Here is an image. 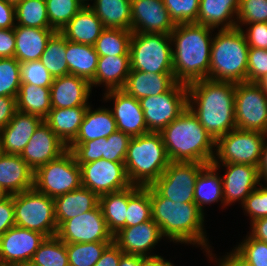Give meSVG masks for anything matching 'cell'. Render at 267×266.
Masks as SVG:
<instances>
[{
    "label": "cell",
    "mask_w": 267,
    "mask_h": 266,
    "mask_svg": "<svg viewBox=\"0 0 267 266\" xmlns=\"http://www.w3.org/2000/svg\"><path fill=\"white\" fill-rule=\"evenodd\" d=\"M50 26L60 31L84 6L81 0H45Z\"/></svg>",
    "instance_id": "ee69618b"
},
{
    "label": "cell",
    "mask_w": 267,
    "mask_h": 266,
    "mask_svg": "<svg viewBox=\"0 0 267 266\" xmlns=\"http://www.w3.org/2000/svg\"><path fill=\"white\" fill-rule=\"evenodd\" d=\"M15 226L13 195L0 202V236Z\"/></svg>",
    "instance_id": "6f0895ef"
},
{
    "label": "cell",
    "mask_w": 267,
    "mask_h": 266,
    "mask_svg": "<svg viewBox=\"0 0 267 266\" xmlns=\"http://www.w3.org/2000/svg\"><path fill=\"white\" fill-rule=\"evenodd\" d=\"M84 5H89V3H91L92 0H81Z\"/></svg>",
    "instance_id": "34e18365"
},
{
    "label": "cell",
    "mask_w": 267,
    "mask_h": 266,
    "mask_svg": "<svg viewBox=\"0 0 267 266\" xmlns=\"http://www.w3.org/2000/svg\"><path fill=\"white\" fill-rule=\"evenodd\" d=\"M220 169L207 164L199 173L195 181L194 203L205 214L206 205L221 203L220 208H227L224 204L223 185Z\"/></svg>",
    "instance_id": "1f68e13d"
},
{
    "label": "cell",
    "mask_w": 267,
    "mask_h": 266,
    "mask_svg": "<svg viewBox=\"0 0 267 266\" xmlns=\"http://www.w3.org/2000/svg\"><path fill=\"white\" fill-rule=\"evenodd\" d=\"M0 187L9 195L18 194L34 187V171L20 155H0Z\"/></svg>",
    "instance_id": "cb8c5ba5"
},
{
    "label": "cell",
    "mask_w": 267,
    "mask_h": 266,
    "mask_svg": "<svg viewBox=\"0 0 267 266\" xmlns=\"http://www.w3.org/2000/svg\"><path fill=\"white\" fill-rule=\"evenodd\" d=\"M16 25L53 29L47 16L45 0H23L15 7Z\"/></svg>",
    "instance_id": "60d3db41"
},
{
    "label": "cell",
    "mask_w": 267,
    "mask_h": 266,
    "mask_svg": "<svg viewBox=\"0 0 267 266\" xmlns=\"http://www.w3.org/2000/svg\"><path fill=\"white\" fill-rule=\"evenodd\" d=\"M82 186L80 166L70 150L34 171V188L55 198Z\"/></svg>",
    "instance_id": "9c48e42d"
},
{
    "label": "cell",
    "mask_w": 267,
    "mask_h": 266,
    "mask_svg": "<svg viewBox=\"0 0 267 266\" xmlns=\"http://www.w3.org/2000/svg\"><path fill=\"white\" fill-rule=\"evenodd\" d=\"M144 266H166L164 257L149 259Z\"/></svg>",
    "instance_id": "003e7915"
},
{
    "label": "cell",
    "mask_w": 267,
    "mask_h": 266,
    "mask_svg": "<svg viewBox=\"0 0 267 266\" xmlns=\"http://www.w3.org/2000/svg\"><path fill=\"white\" fill-rule=\"evenodd\" d=\"M4 1L10 5H13L14 7H16L23 0H4Z\"/></svg>",
    "instance_id": "2644e50d"
},
{
    "label": "cell",
    "mask_w": 267,
    "mask_h": 266,
    "mask_svg": "<svg viewBox=\"0 0 267 266\" xmlns=\"http://www.w3.org/2000/svg\"><path fill=\"white\" fill-rule=\"evenodd\" d=\"M148 132H161L187 107V85L176 82L167 92L139 100Z\"/></svg>",
    "instance_id": "8fae6325"
},
{
    "label": "cell",
    "mask_w": 267,
    "mask_h": 266,
    "mask_svg": "<svg viewBox=\"0 0 267 266\" xmlns=\"http://www.w3.org/2000/svg\"><path fill=\"white\" fill-rule=\"evenodd\" d=\"M99 206L113 236L126 227L128 188L100 196Z\"/></svg>",
    "instance_id": "8d00e7d4"
},
{
    "label": "cell",
    "mask_w": 267,
    "mask_h": 266,
    "mask_svg": "<svg viewBox=\"0 0 267 266\" xmlns=\"http://www.w3.org/2000/svg\"><path fill=\"white\" fill-rule=\"evenodd\" d=\"M67 150V146L43 120L36 128L20 157L35 171L41 165L59 158Z\"/></svg>",
    "instance_id": "ffe728a7"
},
{
    "label": "cell",
    "mask_w": 267,
    "mask_h": 266,
    "mask_svg": "<svg viewBox=\"0 0 267 266\" xmlns=\"http://www.w3.org/2000/svg\"><path fill=\"white\" fill-rule=\"evenodd\" d=\"M112 242L66 243L69 266H94Z\"/></svg>",
    "instance_id": "7bdbcfd3"
},
{
    "label": "cell",
    "mask_w": 267,
    "mask_h": 266,
    "mask_svg": "<svg viewBox=\"0 0 267 266\" xmlns=\"http://www.w3.org/2000/svg\"><path fill=\"white\" fill-rule=\"evenodd\" d=\"M233 249L251 266H267V243L252 238L248 232Z\"/></svg>",
    "instance_id": "7dc6e473"
},
{
    "label": "cell",
    "mask_w": 267,
    "mask_h": 266,
    "mask_svg": "<svg viewBox=\"0 0 267 266\" xmlns=\"http://www.w3.org/2000/svg\"><path fill=\"white\" fill-rule=\"evenodd\" d=\"M165 264L166 266H175L174 263H172L170 260L168 261L165 257Z\"/></svg>",
    "instance_id": "753ad0ef"
},
{
    "label": "cell",
    "mask_w": 267,
    "mask_h": 266,
    "mask_svg": "<svg viewBox=\"0 0 267 266\" xmlns=\"http://www.w3.org/2000/svg\"><path fill=\"white\" fill-rule=\"evenodd\" d=\"M99 55L94 46L74 43L66 39V60L68 74L82 77L91 82L94 79Z\"/></svg>",
    "instance_id": "e575fe53"
},
{
    "label": "cell",
    "mask_w": 267,
    "mask_h": 266,
    "mask_svg": "<svg viewBox=\"0 0 267 266\" xmlns=\"http://www.w3.org/2000/svg\"><path fill=\"white\" fill-rule=\"evenodd\" d=\"M81 184L98 197L128 188L129 182L124 162L98 159L80 165Z\"/></svg>",
    "instance_id": "5bb4252c"
},
{
    "label": "cell",
    "mask_w": 267,
    "mask_h": 266,
    "mask_svg": "<svg viewBox=\"0 0 267 266\" xmlns=\"http://www.w3.org/2000/svg\"><path fill=\"white\" fill-rule=\"evenodd\" d=\"M14 28L0 29V58H12L15 54Z\"/></svg>",
    "instance_id": "680465c9"
},
{
    "label": "cell",
    "mask_w": 267,
    "mask_h": 266,
    "mask_svg": "<svg viewBox=\"0 0 267 266\" xmlns=\"http://www.w3.org/2000/svg\"><path fill=\"white\" fill-rule=\"evenodd\" d=\"M173 73L130 71L122 90L137 100L167 92L174 84Z\"/></svg>",
    "instance_id": "f1b7e54d"
},
{
    "label": "cell",
    "mask_w": 267,
    "mask_h": 266,
    "mask_svg": "<svg viewBox=\"0 0 267 266\" xmlns=\"http://www.w3.org/2000/svg\"><path fill=\"white\" fill-rule=\"evenodd\" d=\"M152 219L150 185L128 187L126 227L135 226Z\"/></svg>",
    "instance_id": "74e56055"
},
{
    "label": "cell",
    "mask_w": 267,
    "mask_h": 266,
    "mask_svg": "<svg viewBox=\"0 0 267 266\" xmlns=\"http://www.w3.org/2000/svg\"><path fill=\"white\" fill-rule=\"evenodd\" d=\"M239 0H200L197 24L215 30L237 27Z\"/></svg>",
    "instance_id": "484cf974"
},
{
    "label": "cell",
    "mask_w": 267,
    "mask_h": 266,
    "mask_svg": "<svg viewBox=\"0 0 267 266\" xmlns=\"http://www.w3.org/2000/svg\"><path fill=\"white\" fill-rule=\"evenodd\" d=\"M254 22H267V0H239L237 28Z\"/></svg>",
    "instance_id": "681fc988"
},
{
    "label": "cell",
    "mask_w": 267,
    "mask_h": 266,
    "mask_svg": "<svg viewBox=\"0 0 267 266\" xmlns=\"http://www.w3.org/2000/svg\"><path fill=\"white\" fill-rule=\"evenodd\" d=\"M212 246L207 245L200 247L203 250V253H206V257H208L209 263L214 262L215 266H251L241 255H239L233 248L230 252H225L226 254L223 256H217L213 253ZM218 257V258H217Z\"/></svg>",
    "instance_id": "9f6ffc18"
},
{
    "label": "cell",
    "mask_w": 267,
    "mask_h": 266,
    "mask_svg": "<svg viewBox=\"0 0 267 266\" xmlns=\"http://www.w3.org/2000/svg\"><path fill=\"white\" fill-rule=\"evenodd\" d=\"M267 76V49L249 48L246 82L258 83Z\"/></svg>",
    "instance_id": "db71d44e"
},
{
    "label": "cell",
    "mask_w": 267,
    "mask_h": 266,
    "mask_svg": "<svg viewBox=\"0 0 267 266\" xmlns=\"http://www.w3.org/2000/svg\"><path fill=\"white\" fill-rule=\"evenodd\" d=\"M214 30L197 23L175 26L170 38L176 82L188 85L198 80L209 79Z\"/></svg>",
    "instance_id": "7a4b0ae2"
},
{
    "label": "cell",
    "mask_w": 267,
    "mask_h": 266,
    "mask_svg": "<svg viewBox=\"0 0 267 266\" xmlns=\"http://www.w3.org/2000/svg\"><path fill=\"white\" fill-rule=\"evenodd\" d=\"M170 162L160 132H148L130 139L124 164L132 185H152Z\"/></svg>",
    "instance_id": "5b68a950"
},
{
    "label": "cell",
    "mask_w": 267,
    "mask_h": 266,
    "mask_svg": "<svg viewBox=\"0 0 267 266\" xmlns=\"http://www.w3.org/2000/svg\"><path fill=\"white\" fill-rule=\"evenodd\" d=\"M15 226L37 231L46 237L55 236L58 225L55 219L54 198L38 192L34 187L13 194Z\"/></svg>",
    "instance_id": "ba28073f"
},
{
    "label": "cell",
    "mask_w": 267,
    "mask_h": 266,
    "mask_svg": "<svg viewBox=\"0 0 267 266\" xmlns=\"http://www.w3.org/2000/svg\"><path fill=\"white\" fill-rule=\"evenodd\" d=\"M236 83L203 79L187 85L188 108L216 141L236 127Z\"/></svg>",
    "instance_id": "6da1fadb"
},
{
    "label": "cell",
    "mask_w": 267,
    "mask_h": 266,
    "mask_svg": "<svg viewBox=\"0 0 267 266\" xmlns=\"http://www.w3.org/2000/svg\"><path fill=\"white\" fill-rule=\"evenodd\" d=\"M15 266H37V265H35L31 261H29V262L17 264Z\"/></svg>",
    "instance_id": "8c879c8a"
},
{
    "label": "cell",
    "mask_w": 267,
    "mask_h": 266,
    "mask_svg": "<svg viewBox=\"0 0 267 266\" xmlns=\"http://www.w3.org/2000/svg\"><path fill=\"white\" fill-rule=\"evenodd\" d=\"M129 54L130 71L173 73L170 34L132 33Z\"/></svg>",
    "instance_id": "52a82bcc"
},
{
    "label": "cell",
    "mask_w": 267,
    "mask_h": 266,
    "mask_svg": "<svg viewBox=\"0 0 267 266\" xmlns=\"http://www.w3.org/2000/svg\"><path fill=\"white\" fill-rule=\"evenodd\" d=\"M104 29L94 11L84 5L60 32L68 41L94 46Z\"/></svg>",
    "instance_id": "83f0119b"
},
{
    "label": "cell",
    "mask_w": 267,
    "mask_h": 266,
    "mask_svg": "<svg viewBox=\"0 0 267 266\" xmlns=\"http://www.w3.org/2000/svg\"><path fill=\"white\" fill-rule=\"evenodd\" d=\"M267 134L235 128L218 138L211 164H248L259 163L262 147Z\"/></svg>",
    "instance_id": "30bf717a"
},
{
    "label": "cell",
    "mask_w": 267,
    "mask_h": 266,
    "mask_svg": "<svg viewBox=\"0 0 267 266\" xmlns=\"http://www.w3.org/2000/svg\"><path fill=\"white\" fill-rule=\"evenodd\" d=\"M88 106L52 108L44 121L68 146L77 136Z\"/></svg>",
    "instance_id": "d6a6232c"
},
{
    "label": "cell",
    "mask_w": 267,
    "mask_h": 266,
    "mask_svg": "<svg viewBox=\"0 0 267 266\" xmlns=\"http://www.w3.org/2000/svg\"><path fill=\"white\" fill-rule=\"evenodd\" d=\"M124 252L112 242L94 266H118Z\"/></svg>",
    "instance_id": "94428289"
},
{
    "label": "cell",
    "mask_w": 267,
    "mask_h": 266,
    "mask_svg": "<svg viewBox=\"0 0 267 266\" xmlns=\"http://www.w3.org/2000/svg\"><path fill=\"white\" fill-rule=\"evenodd\" d=\"M259 183L261 186L267 187V137L264 141L262 152L260 155L259 163L257 165Z\"/></svg>",
    "instance_id": "e7e4bbea"
},
{
    "label": "cell",
    "mask_w": 267,
    "mask_h": 266,
    "mask_svg": "<svg viewBox=\"0 0 267 266\" xmlns=\"http://www.w3.org/2000/svg\"><path fill=\"white\" fill-rule=\"evenodd\" d=\"M56 236L65 243L113 241L99 204L75 218L65 220Z\"/></svg>",
    "instance_id": "9a60e30c"
},
{
    "label": "cell",
    "mask_w": 267,
    "mask_h": 266,
    "mask_svg": "<svg viewBox=\"0 0 267 266\" xmlns=\"http://www.w3.org/2000/svg\"><path fill=\"white\" fill-rule=\"evenodd\" d=\"M258 84L262 87L264 93L267 96V76H265L262 80H260Z\"/></svg>",
    "instance_id": "a7ac6f4b"
},
{
    "label": "cell",
    "mask_w": 267,
    "mask_h": 266,
    "mask_svg": "<svg viewBox=\"0 0 267 266\" xmlns=\"http://www.w3.org/2000/svg\"><path fill=\"white\" fill-rule=\"evenodd\" d=\"M240 30L244 34L249 48L267 49V22L245 24Z\"/></svg>",
    "instance_id": "11a10c76"
},
{
    "label": "cell",
    "mask_w": 267,
    "mask_h": 266,
    "mask_svg": "<svg viewBox=\"0 0 267 266\" xmlns=\"http://www.w3.org/2000/svg\"><path fill=\"white\" fill-rule=\"evenodd\" d=\"M163 3L175 25L197 22L200 0H163Z\"/></svg>",
    "instance_id": "bcb514c9"
},
{
    "label": "cell",
    "mask_w": 267,
    "mask_h": 266,
    "mask_svg": "<svg viewBox=\"0 0 267 266\" xmlns=\"http://www.w3.org/2000/svg\"><path fill=\"white\" fill-rule=\"evenodd\" d=\"M132 31L118 28H105L94 44L99 56H130L129 46Z\"/></svg>",
    "instance_id": "ab89813d"
},
{
    "label": "cell",
    "mask_w": 267,
    "mask_h": 266,
    "mask_svg": "<svg viewBox=\"0 0 267 266\" xmlns=\"http://www.w3.org/2000/svg\"><path fill=\"white\" fill-rule=\"evenodd\" d=\"M235 123L238 129L267 134V96L258 83H236Z\"/></svg>",
    "instance_id": "7c38bea8"
},
{
    "label": "cell",
    "mask_w": 267,
    "mask_h": 266,
    "mask_svg": "<svg viewBox=\"0 0 267 266\" xmlns=\"http://www.w3.org/2000/svg\"><path fill=\"white\" fill-rule=\"evenodd\" d=\"M130 56H99L93 87H104V92L123 89L130 73Z\"/></svg>",
    "instance_id": "d4e9b609"
},
{
    "label": "cell",
    "mask_w": 267,
    "mask_h": 266,
    "mask_svg": "<svg viewBox=\"0 0 267 266\" xmlns=\"http://www.w3.org/2000/svg\"><path fill=\"white\" fill-rule=\"evenodd\" d=\"M103 101H112L110 108L117 124V130L131 138L148 133L143 110L139 100L128 95L124 90H110L103 93Z\"/></svg>",
    "instance_id": "d6986e66"
},
{
    "label": "cell",
    "mask_w": 267,
    "mask_h": 266,
    "mask_svg": "<svg viewBox=\"0 0 267 266\" xmlns=\"http://www.w3.org/2000/svg\"><path fill=\"white\" fill-rule=\"evenodd\" d=\"M148 260L144 256L123 253L118 266H144Z\"/></svg>",
    "instance_id": "03108f58"
},
{
    "label": "cell",
    "mask_w": 267,
    "mask_h": 266,
    "mask_svg": "<svg viewBox=\"0 0 267 266\" xmlns=\"http://www.w3.org/2000/svg\"><path fill=\"white\" fill-rule=\"evenodd\" d=\"M241 207L244 215L246 214V217H249V223L267 217V187L259 185L245 199Z\"/></svg>",
    "instance_id": "816d5d0a"
},
{
    "label": "cell",
    "mask_w": 267,
    "mask_h": 266,
    "mask_svg": "<svg viewBox=\"0 0 267 266\" xmlns=\"http://www.w3.org/2000/svg\"><path fill=\"white\" fill-rule=\"evenodd\" d=\"M50 93L52 108H72L91 104L89 103L92 96L90 82L73 74L54 78Z\"/></svg>",
    "instance_id": "7402d4cb"
},
{
    "label": "cell",
    "mask_w": 267,
    "mask_h": 266,
    "mask_svg": "<svg viewBox=\"0 0 267 266\" xmlns=\"http://www.w3.org/2000/svg\"><path fill=\"white\" fill-rule=\"evenodd\" d=\"M16 107L20 112L36 115L44 120L52 109L50 87L21 83L16 96Z\"/></svg>",
    "instance_id": "d590c367"
},
{
    "label": "cell",
    "mask_w": 267,
    "mask_h": 266,
    "mask_svg": "<svg viewBox=\"0 0 267 266\" xmlns=\"http://www.w3.org/2000/svg\"><path fill=\"white\" fill-rule=\"evenodd\" d=\"M65 58L66 38L60 31H56L50 37L40 61L53 78H56L68 74V64Z\"/></svg>",
    "instance_id": "f35d334b"
},
{
    "label": "cell",
    "mask_w": 267,
    "mask_h": 266,
    "mask_svg": "<svg viewBox=\"0 0 267 266\" xmlns=\"http://www.w3.org/2000/svg\"><path fill=\"white\" fill-rule=\"evenodd\" d=\"M152 219L166 241L195 247L212 245L205 228V215L195 203H179L162 197L150 185Z\"/></svg>",
    "instance_id": "3957f363"
},
{
    "label": "cell",
    "mask_w": 267,
    "mask_h": 266,
    "mask_svg": "<svg viewBox=\"0 0 267 266\" xmlns=\"http://www.w3.org/2000/svg\"><path fill=\"white\" fill-rule=\"evenodd\" d=\"M214 30L209 79L246 82L249 46L239 28Z\"/></svg>",
    "instance_id": "8992f818"
},
{
    "label": "cell",
    "mask_w": 267,
    "mask_h": 266,
    "mask_svg": "<svg viewBox=\"0 0 267 266\" xmlns=\"http://www.w3.org/2000/svg\"><path fill=\"white\" fill-rule=\"evenodd\" d=\"M46 236L40 232L13 226L0 236V263L15 266L31 261Z\"/></svg>",
    "instance_id": "2e32d148"
},
{
    "label": "cell",
    "mask_w": 267,
    "mask_h": 266,
    "mask_svg": "<svg viewBox=\"0 0 267 266\" xmlns=\"http://www.w3.org/2000/svg\"><path fill=\"white\" fill-rule=\"evenodd\" d=\"M55 32L54 29L16 25L14 27L16 40L14 58L20 63L40 60L41 54L45 51L50 37Z\"/></svg>",
    "instance_id": "4316f807"
},
{
    "label": "cell",
    "mask_w": 267,
    "mask_h": 266,
    "mask_svg": "<svg viewBox=\"0 0 267 266\" xmlns=\"http://www.w3.org/2000/svg\"><path fill=\"white\" fill-rule=\"evenodd\" d=\"M9 196V194L0 187V202L6 199Z\"/></svg>",
    "instance_id": "89a4df30"
},
{
    "label": "cell",
    "mask_w": 267,
    "mask_h": 266,
    "mask_svg": "<svg viewBox=\"0 0 267 266\" xmlns=\"http://www.w3.org/2000/svg\"><path fill=\"white\" fill-rule=\"evenodd\" d=\"M20 73L21 83H29L39 87H50L54 80L40 60L21 62Z\"/></svg>",
    "instance_id": "f907efd6"
},
{
    "label": "cell",
    "mask_w": 267,
    "mask_h": 266,
    "mask_svg": "<svg viewBox=\"0 0 267 266\" xmlns=\"http://www.w3.org/2000/svg\"><path fill=\"white\" fill-rule=\"evenodd\" d=\"M16 26L15 7L4 0H0V29H9Z\"/></svg>",
    "instance_id": "6125c7cd"
},
{
    "label": "cell",
    "mask_w": 267,
    "mask_h": 266,
    "mask_svg": "<svg viewBox=\"0 0 267 266\" xmlns=\"http://www.w3.org/2000/svg\"><path fill=\"white\" fill-rule=\"evenodd\" d=\"M133 33L170 34L175 28L163 0H131Z\"/></svg>",
    "instance_id": "44dd1931"
},
{
    "label": "cell",
    "mask_w": 267,
    "mask_h": 266,
    "mask_svg": "<svg viewBox=\"0 0 267 266\" xmlns=\"http://www.w3.org/2000/svg\"><path fill=\"white\" fill-rule=\"evenodd\" d=\"M249 225L248 234L256 240L267 243V217L254 220Z\"/></svg>",
    "instance_id": "be15d7a7"
},
{
    "label": "cell",
    "mask_w": 267,
    "mask_h": 266,
    "mask_svg": "<svg viewBox=\"0 0 267 266\" xmlns=\"http://www.w3.org/2000/svg\"><path fill=\"white\" fill-rule=\"evenodd\" d=\"M16 111V98L0 96V131L13 118Z\"/></svg>",
    "instance_id": "91938a15"
},
{
    "label": "cell",
    "mask_w": 267,
    "mask_h": 266,
    "mask_svg": "<svg viewBox=\"0 0 267 266\" xmlns=\"http://www.w3.org/2000/svg\"><path fill=\"white\" fill-rule=\"evenodd\" d=\"M42 121L39 116L17 110L0 131L2 153L20 155Z\"/></svg>",
    "instance_id": "603a6c76"
},
{
    "label": "cell",
    "mask_w": 267,
    "mask_h": 266,
    "mask_svg": "<svg viewBox=\"0 0 267 266\" xmlns=\"http://www.w3.org/2000/svg\"><path fill=\"white\" fill-rule=\"evenodd\" d=\"M131 137L122 131H116L102 138V159L112 162H124Z\"/></svg>",
    "instance_id": "c3c4849f"
},
{
    "label": "cell",
    "mask_w": 267,
    "mask_h": 266,
    "mask_svg": "<svg viewBox=\"0 0 267 266\" xmlns=\"http://www.w3.org/2000/svg\"><path fill=\"white\" fill-rule=\"evenodd\" d=\"M216 169H224L221 175L223 185V198L226 207L234 205L236 202L240 206L245 199L259 185V175L256 166L248 164H212Z\"/></svg>",
    "instance_id": "ac0fdd59"
},
{
    "label": "cell",
    "mask_w": 267,
    "mask_h": 266,
    "mask_svg": "<svg viewBox=\"0 0 267 266\" xmlns=\"http://www.w3.org/2000/svg\"><path fill=\"white\" fill-rule=\"evenodd\" d=\"M67 148L73 153L79 166L102 159V138L87 142H71Z\"/></svg>",
    "instance_id": "f5cc1de1"
},
{
    "label": "cell",
    "mask_w": 267,
    "mask_h": 266,
    "mask_svg": "<svg viewBox=\"0 0 267 266\" xmlns=\"http://www.w3.org/2000/svg\"><path fill=\"white\" fill-rule=\"evenodd\" d=\"M206 165L199 162L171 161L151 186L162 197L174 203H194L195 181Z\"/></svg>",
    "instance_id": "4fadbf2b"
},
{
    "label": "cell",
    "mask_w": 267,
    "mask_h": 266,
    "mask_svg": "<svg viewBox=\"0 0 267 266\" xmlns=\"http://www.w3.org/2000/svg\"><path fill=\"white\" fill-rule=\"evenodd\" d=\"M99 197L90 189L81 186L54 198L55 219L58 227L65 221L94 209Z\"/></svg>",
    "instance_id": "f546056e"
},
{
    "label": "cell",
    "mask_w": 267,
    "mask_h": 266,
    "mask_svg": "<svg viewBox=\"0 0 267 266\" xmlns=\"http://www.w3.org/2000/svg\"><path fill=\"white\" fill-rule=\"evenodd\" d=\"M90 104L85 112L78 134L72 142H87L107 138L117 131V124L109 107L93 108Z\"/></svg>",
    "instance_id": "4dcf8cb0"
},
{
    "label": "cell",
    "mask_w": 267,
    "mask_h": 266,
    "mask_svg": "<svg viewBox=\"0 0 267 266\" xmlns=\"http://www.w3.org/2000/svg\"><path fill=\"white\" fill-rule=\"evenodd\" d=\"M20 85V62L14 57L0 58V96L16 98Z\"/></svg>",
    "instance_id": "f6af8a7d"
},
{
    "label": "cell",
    "mask_w": 267,
    "mask_h": 266,
    "mask_svg": "<svg viewBox=\"0 0 267 266\" xmlns=\"http://www.w3.org/2000/svg\"><path fill=\"white\" fill-rule=\"evenodd\" d=\"M2 154V148H1V143H0V155Z\"/></svg>",
    "instance_id": "11e5206c"
},
{
    "label": "cell",
    "mask_w": 267,
    "mask_h": 266,
    "mask_svg": "<svg viewBox=\"0 0 267 266\" xmlns=\"http://www.w3.org/2000/svg\"><path fill=\"white\" fill-rule=\"evenodd\" d=\"M31 262L37 266H69L66 243L56 235L46 237L35 251Z\"/></svg>",
    "instance_id": "b9f144b4"
},
{
    "label": "cell",
    "mask_w": 267,
    "mask_h": 266,
    "mask_svg": "<svg viewBox=\"0 0 267 266\" xmlns=\"http://www.w3.org/2000/svg\"><path fill=\"white\" fill-rule=\"evenodd\" d=\"M160 134L170 161L212 163L216 141L188 107Z\"/></svg>",
    "instance_id": "277c9868"
},
{
    "label": "cell",
    "mask_w": 267,
    "mask_h": 266,
    "mask_svg": "<svg viewBox=\"0 0 267 266\" xmlns=\"http://www.w3.org/2000/svg\"><path fill=\"white\" fill-rule=\"evenodd\" d=\"M88 6L105 28L132 31L131 0H92Z\"/></svg>",
    "instance_id": "836d02e7"
},
{
    "label": "cell",
    "mask_w": 267,
    "mask_h": 266,
    "mask_svg": "<svg viewBox=\"0 0 267 266\" xmlns=\"http://www.w3.org/2000/svg\"><path fill=\"white\" fill-rule=\"evenodd\" d=\"M162 239L165 241L159 226L153 219L135 226L124 227L113 236V242L125 254L144 256L149 259L162 257L153 252Z\"/></svg>",
    "instance_id": "e0dca14e"
}]
</instances>
